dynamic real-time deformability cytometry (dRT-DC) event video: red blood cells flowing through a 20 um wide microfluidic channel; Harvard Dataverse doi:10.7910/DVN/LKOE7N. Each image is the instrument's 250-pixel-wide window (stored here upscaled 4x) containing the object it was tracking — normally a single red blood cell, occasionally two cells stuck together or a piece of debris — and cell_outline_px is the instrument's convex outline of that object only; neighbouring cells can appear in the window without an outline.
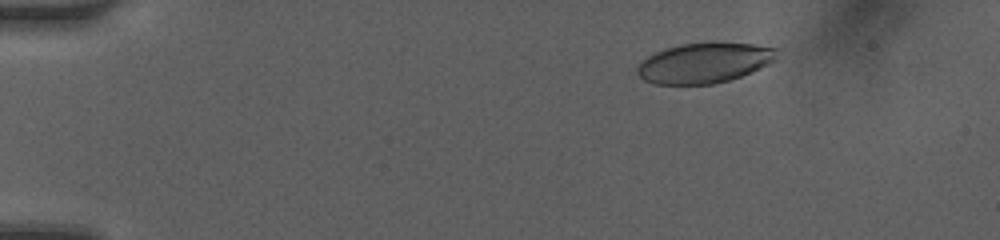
{"species": "human", "species_latin": "Homo sapiens", "temperature_condition": "room temperature", "stored_images_in_passage": 27, "camera_frame_rate_fps": 3000, "um_per_image_px": 0.085, "donor": {"sex": "female"}, "frame": {"image": 1, "passage_image": 2, "time_ms": 0.333, "image_size_px": [1000, 240], "cell_outline_px": [[780, 48], [776, 60], [752, 72], [728, 80], [712, 84], [656, 84], [644, 80], [636, 72], [636, 68], [648, 56], [664, 48], [680, 44], [712, 40], [716, 40], [756, 44]], "centroid_in_image_um": [59.93, 5.3], "position_along_channel_um": 25.1, "area_um2": 33.47}}
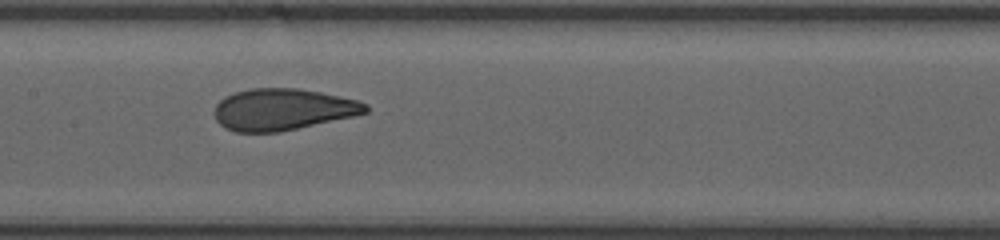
{"frame": {"image": 2, "passage_image": 13, "time_ms": 4.0, "image_size_px": [1000, 240], "cell_outline_px": [[368, 112], [352, 116], [280, 132], [236, 132], [224, 128], [216, 120], [212, 112], [216, 104], [224, 96], [236, 92], [252, 88], [296, 88], [320, 92], [356, 100], [368, 104]], "centroid_in_image_um": [23.97, 9.3], "position_along_channel_um": 183.4, "area_um2": 36.59}}
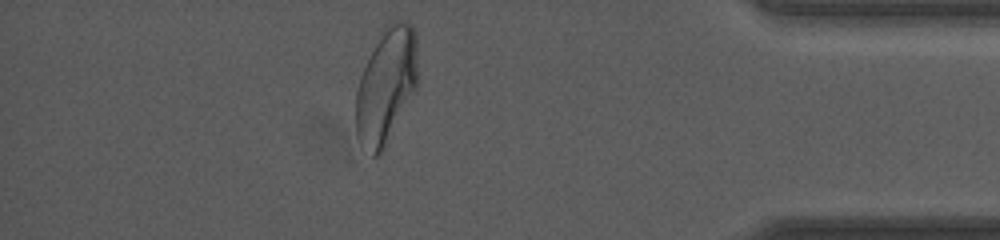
{"frame": {"image": 3, "passage_image": 23, "time_ms": 7.333, "image_size_px": [1000, 240], "cell_outline_px": [[416, 88], [380, 156], [372, 156], [360, 144], [356, 136], [356, 92], [360, 76], [376, 44], [388, 24], [392, 20], [400, 20], [412, 24], [416, 32]], "centroid_in_image_um": [32.81, 7.32], "position_along_channel_um": 402.4, "area_um2": 40.98}}